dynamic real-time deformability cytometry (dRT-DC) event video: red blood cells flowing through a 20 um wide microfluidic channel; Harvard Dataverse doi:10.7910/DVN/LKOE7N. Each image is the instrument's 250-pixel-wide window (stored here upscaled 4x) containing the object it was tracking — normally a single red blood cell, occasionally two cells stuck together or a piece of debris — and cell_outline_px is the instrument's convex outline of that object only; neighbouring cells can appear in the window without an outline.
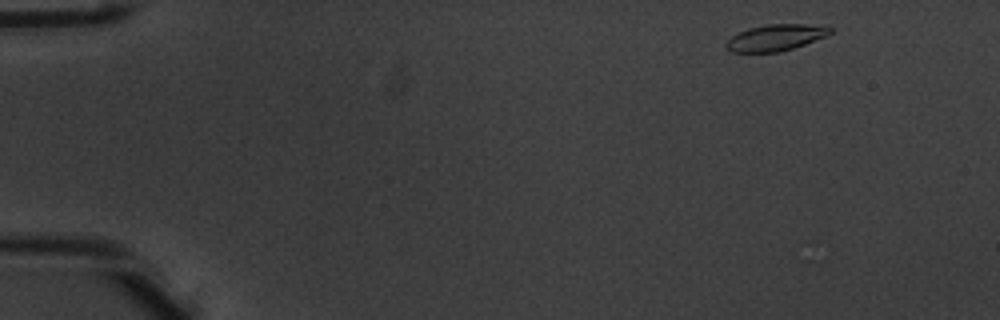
{"species": "common noctule bat (a hibernating species)", "species_latin": "Nyctalus noctula", "temperature_condition": "warm", "stored_images_in_passage": 5, "camera_frame_rate_fps": 3000, "um_per_image_px": 0.085, "animal": {"sex": "male", "body_mass_g": 20.1, "forearm_length_mm": 53.5}, "frame": {"image": 1, "passage_image": 5, "time_ms": 1.333, "image_size_px": [1000, 320], "cell_outline_px": [[832, 32], [828, 36], [780, 52], [732, 52], [724, 44], [732, 36], [748, 28], [768, 24], [828, 24], [832, 28]], "centroid_in_image_um": [66.01, 3.17], "position_along_channel_um": 19.0, "area_um2": 16.13}}